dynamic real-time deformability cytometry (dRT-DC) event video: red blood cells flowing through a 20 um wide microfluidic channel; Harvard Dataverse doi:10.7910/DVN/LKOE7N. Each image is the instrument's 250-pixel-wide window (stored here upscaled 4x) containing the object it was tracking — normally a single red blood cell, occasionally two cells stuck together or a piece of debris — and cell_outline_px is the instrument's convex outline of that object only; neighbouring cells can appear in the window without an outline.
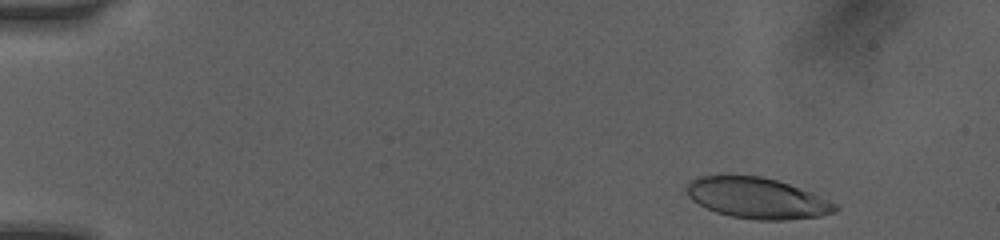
{"species": "human", "species_latin": "Homo sapiens", "temperature_condition": "room temperature", "stored_images_in_passage": 4, "camera_frame_rate_fps": 3000, "um_per_image_px": 0.085, "donor": {"sex": "female"}, "frame": {"image": 1, "passage_image": 1, "time_ms": 0.0, "image_size_px": [1000, 240], "cell_outline_px": [[840, 208], [836, 212], [820, 216], [784, 220], [756, 220], [732, 216], [716, 212], [692, 200], [688, 196], [684, 188], [692, 180], [700, 176], [760, 176], [776, 180], [812, 192], [836, 204]], "centroid_in_image_um": [64.37, 16.85], "position_along_channel_um": 20.6, "area_um2": 35.08}}